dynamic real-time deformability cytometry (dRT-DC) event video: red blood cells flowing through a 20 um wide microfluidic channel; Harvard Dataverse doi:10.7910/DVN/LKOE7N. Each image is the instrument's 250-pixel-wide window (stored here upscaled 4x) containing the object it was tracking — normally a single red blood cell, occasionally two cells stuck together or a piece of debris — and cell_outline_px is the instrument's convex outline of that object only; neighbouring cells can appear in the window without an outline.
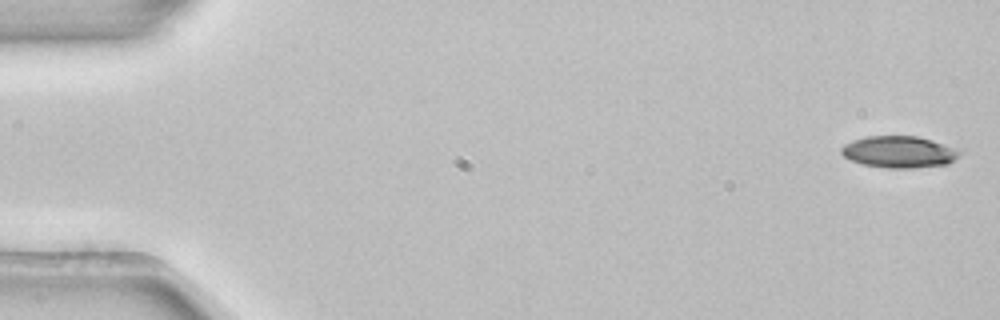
{"species": "common noctule bat (a hibernating species)", "species_latin": "Nyctalus noctula", "temperature_condition": "room temperature", "stored_images_in_passage": 4, "camera_frame_rate_fps": 3000, "um_per_image_px": 0.085, "animal": {"sex": "female", "body_mass_g": 22.7, "forearm_length_mm": 54.2}, "frame": {"image": 1, "passage_image": 1, "time_ms": 0.0, "image_size_px": [1000, 320], "cell_outline_px": [[960, 152], [948, 164], [912, 168], [888, 168], [864, 164], [852, 160], [844, 156], [840, 152], [840, 148], [844, 144], [852, 140], [864, 136], [916, 136], [932, 140], [952, 148]], "centroid_in_image_um": [76.34, 12.9], "position_along_channel_um": 8.7, "area_um2": 21.5}}